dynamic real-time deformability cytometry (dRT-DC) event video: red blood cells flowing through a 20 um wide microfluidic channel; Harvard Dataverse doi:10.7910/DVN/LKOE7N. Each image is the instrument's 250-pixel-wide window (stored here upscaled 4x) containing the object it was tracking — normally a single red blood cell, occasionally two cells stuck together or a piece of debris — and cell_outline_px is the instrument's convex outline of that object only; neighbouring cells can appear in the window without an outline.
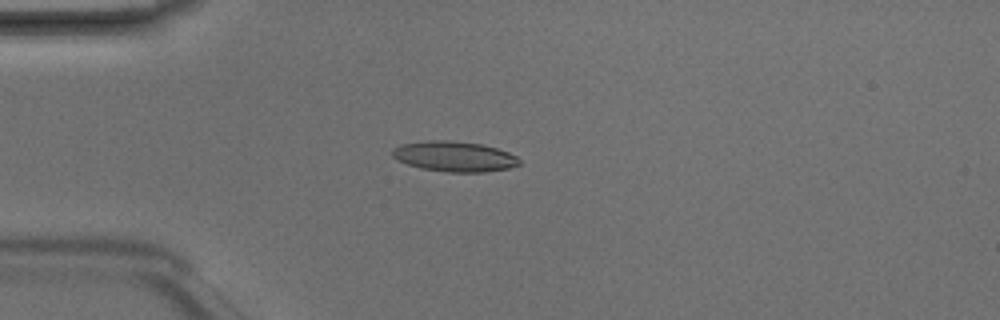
{"species": "Egyptian fruit bat (a non-hibernating species)", "species_latin": "Rousettus aegyptiacus", "temperature_condition": "room temperature", "stored_images_in_passage": 3, "camera_frame_rate_fps": 3000, "um_per_image_px": 0.085, "animal": {"sex": "male"}, "frame": {"image": 1, "passage_image": 3, "time_ms": 0.667, "image_size_px": [1000, 320], "cell_outline_px": [[520, 164], [508, 168], [484, 172], [448, 172], [420, 168], [396, 160], [392, 156], [392, 148], [400, 144], [428, 140], [448, 140], [480, 144], [496, 148], [508, 152], [516, 156], [520, 160]], "centroid_in_image_um": [38.58, 13.29], "position_along_channel_um": 46.4, "area_um2": 22.43}}